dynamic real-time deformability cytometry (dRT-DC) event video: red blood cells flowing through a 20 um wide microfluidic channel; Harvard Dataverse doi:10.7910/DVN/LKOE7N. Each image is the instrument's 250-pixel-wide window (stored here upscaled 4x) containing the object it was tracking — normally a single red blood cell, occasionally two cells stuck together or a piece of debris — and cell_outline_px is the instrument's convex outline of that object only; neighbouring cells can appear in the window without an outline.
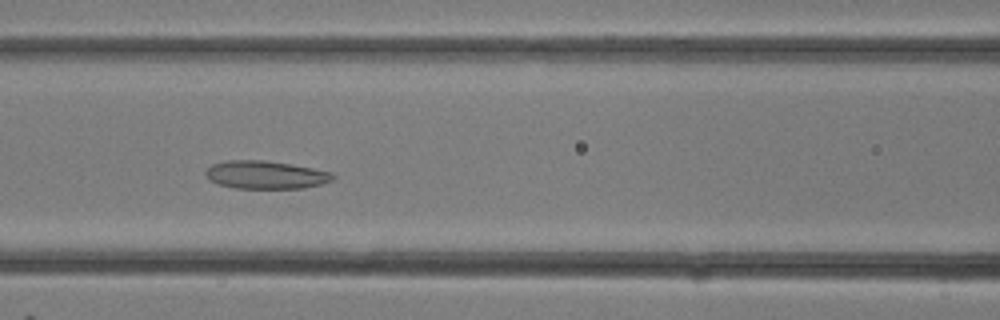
{"species": "common noctule bat (a hibernating species)", "species_latin": "Nyctalus noctula", "temperature_condition": "room temperature", "stored_images_in_passage": 33, "camera_frame_rate_fps": 3000, "um_per_image_px": 0.085, "animal": {"sex": "female"}, "frame": {"image": 1, "passage_image": 14, "time_ms": 4.333, "image_size_px": [1000, 320], "cell_outline_px": [[336, 176], [332, 180], [320, 184], [304, 188], [236, 188], [220, 184], [212, 180], [204, 172], [212, 164], [228, 160], [264, 160], [312, 168], [332, 172]], "centroid_in_image_um": [22.61, 14.85], "position_along_channel_um": 144.0, "area_um2": 20.46}}
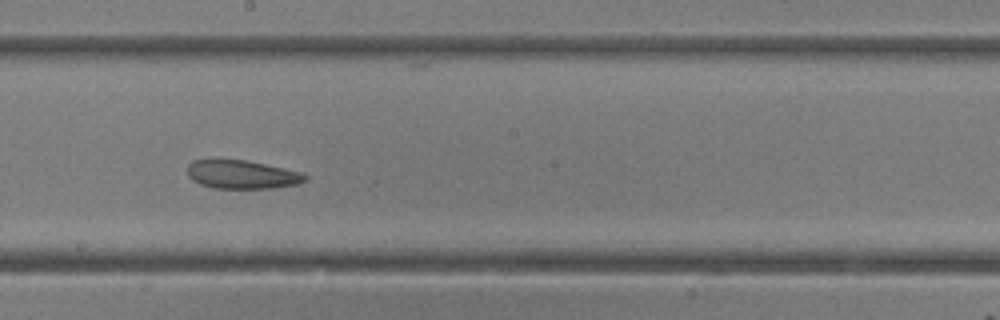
{"frame": {"image": 2, "passage_image": 18, "time_ms": 5.667, "image_size_px": [1000, 320], "cell_outline_px": [[308, 180], [296, 184], [272, 188], [212, 188], [200, 184], [192, 180], [188, 176], [188, 164], [192, 160], [244, 160], [304, 172], [308, 176]], "centroid_in_image_um": [20.59, 14.84], "position_along_channel_um": 227.6, "area_um2": 19.54}}
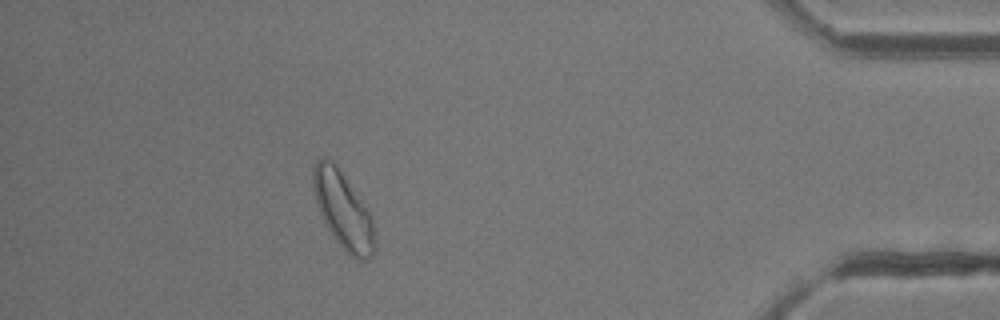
{"frame": {"image": 3, "passage_image": 29, "time_ms": 9.333, "image_size_px": [1000, 320], "cell_outline_px": [[372, 256], [368, 260], [356, 260], [336, 240], [324, 224], [316, 200], [312, 184], [312, 168], [316, 160], [320, 156], [324, 156], [332, 160], [336, 164], [372, 216]], "centroid_in_image_um": [29.1, 17.8], "position_along_channel_um": 406.1, "area_um2": 26.99}}